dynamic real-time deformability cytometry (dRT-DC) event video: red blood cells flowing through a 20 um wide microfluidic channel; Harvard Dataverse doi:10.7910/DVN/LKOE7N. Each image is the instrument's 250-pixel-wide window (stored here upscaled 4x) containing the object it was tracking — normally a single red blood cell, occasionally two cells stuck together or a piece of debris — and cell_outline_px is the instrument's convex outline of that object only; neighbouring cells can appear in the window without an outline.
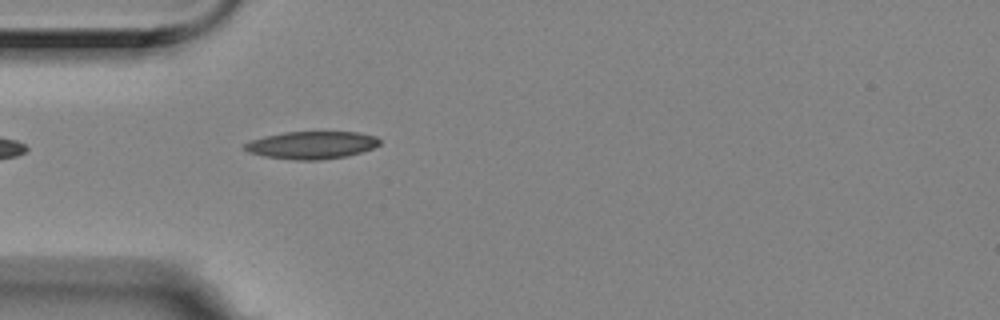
{"species": "Egyptian fruit bat (a non-hibernating species)", "species_latin": "Rousettus aegyptiacus", "temperature_condition": "room temperature", "stored_images_in_passage": 6, "camera_frame_rate_fps": 3000, "um_per_image_px": 0.085, "animal": {"sex": "female"}, "frame": {"image": 1, "passage_image": 6, "time_ms": 1.667, "image_size_px": [1000, 320], "cell_outline_px": [[380, 144], [372, 148], [360, 152], [344, 156], [316, 160], [292, 160], [264, 156], [248, 152], [244, 148], [244, 144], [252, 140], [264, 136], [284, 132], [356, 132], [376, 136], [380, 140]], "centroid_in_image_um": [26.47, 12.33], "position_along_channel_um": 58.5, "area_um2": 21.5}}